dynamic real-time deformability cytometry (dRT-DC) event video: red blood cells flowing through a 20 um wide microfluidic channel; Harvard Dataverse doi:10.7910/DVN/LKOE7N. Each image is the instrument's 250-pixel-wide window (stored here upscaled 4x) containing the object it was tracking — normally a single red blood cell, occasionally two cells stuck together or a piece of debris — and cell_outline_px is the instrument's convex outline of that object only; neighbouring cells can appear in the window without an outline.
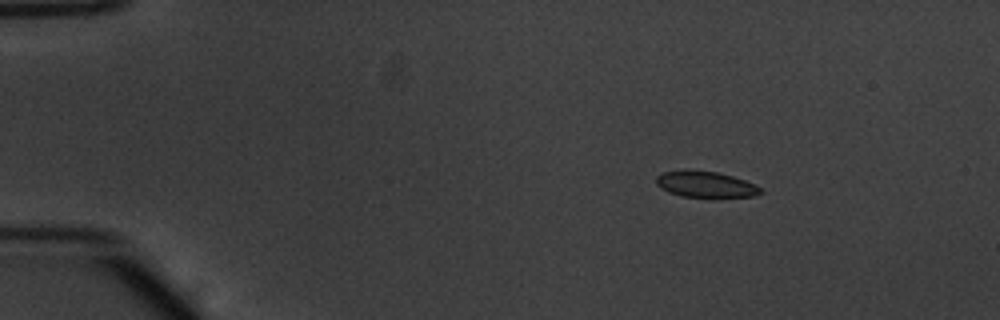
{"species": "common noctule bat (a hibernating species)", "species_latin": "Nyctalus noctula", "temperature_condition": "warm", "stored_images_in_passage": 54, "camera_frame_rate_fps": 3000, "um_per_image_px": 0.085, "animal": {"sex": "male", "body_mass_g": 20.1, "forearm_length_mm": 53.5}, "frame": {"image": 1, "passage_image": 9, "time_ms": 2.667, "image_size_px": [1000, 320], "cell_outline_px": [[764, 192], [756, 196], [712, 200], [680, 196], [668, 192], [660, 188], [656, 184], [656, 176], [664, 172], [716, 172], [732, 176], [744, 180], [760, 188]], "centroid_in_image_um": [60.03, 15.77], "position_along_channel_um": 25.0, "area_um2": 16.13}}
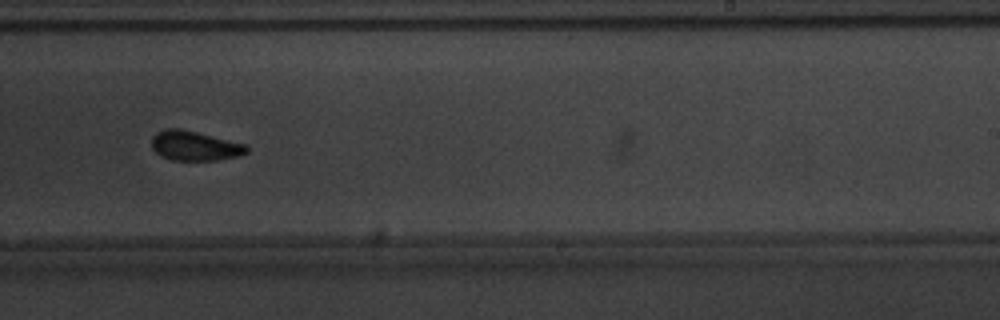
{"frame": {"image": 2, "passage_image": 35, "time_ms": 11.333, "image_size_px": [1000, 320], "cell_outline_px": [[248, 152], [240, 156], [220, 160], [172, 160], [160, 156], [152, 148], [152, 136], [156, 132], [164, 128], [180, 128], [248, 144]], "centroid_in_image_um": [16.57, 12.39], "position_along_channel_um": 272.4, "area_um2": 16.7}}
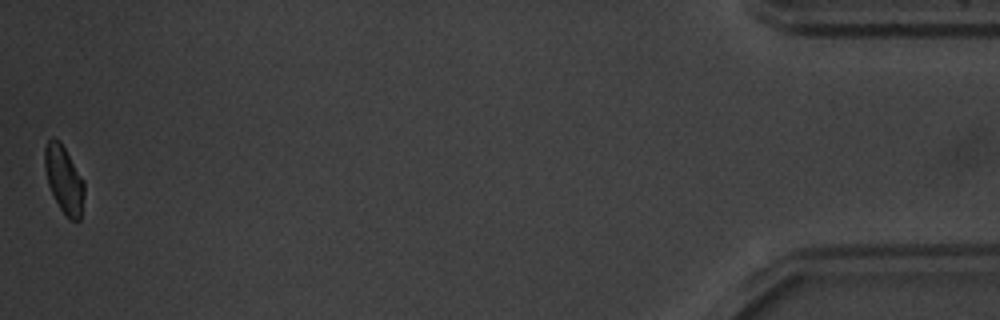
{"frame": {"image": 3, "passage_image": 54, "time_ms": 17.667, "image_size_px": [1000, 320], "cell_outline_px": [[84, 196], [80, 220], [72, 220], [60, 208], [48, 184], [44, 168], [44, 148], [48, 140], [52, 136], [60, 140], [84, 180]], "centroid_in_image_um": [5.43, 15.2], "position_along_channel_um": 429.8, "area_um2": 15.49}, "authors_computed_cell_mechanics": {"area_um2": 16.5308, "velocity_mm_per_s": 3.8383, "shape_relaxation_time_tau1_ms": 2.2701, "shape_relaxation_time_tau2_ms": 1.6465, "deformation_change_tau1": 0.0987, "deformation_change_tau2": 0.0632}}